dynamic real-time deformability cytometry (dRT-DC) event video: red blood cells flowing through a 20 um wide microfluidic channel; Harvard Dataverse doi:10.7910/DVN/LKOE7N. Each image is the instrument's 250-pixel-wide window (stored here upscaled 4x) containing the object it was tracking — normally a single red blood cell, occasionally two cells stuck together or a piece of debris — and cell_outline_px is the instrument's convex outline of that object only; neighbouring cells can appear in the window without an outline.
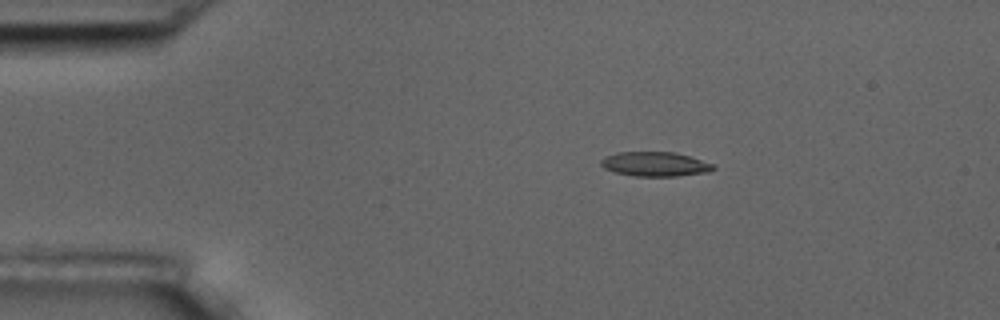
{"species": "common noctule bat (a hibernating species)", "species_latin": "Nyctalus noctula", "temperature_condition": "room temperature", "stored_images_in_passage": 15, "camera_frame_rate_fps": 3000, "um_per_image_px": 0.085, "animal": {"sex": "male", "body_mass_g": 17.5, "forearm_length_mm": 52.3}, "frame": {"image": 1, "passage_image": 3, "time_ms": 3.0, "image_size_px": [1000, 320], "cell_outline_px": [[716, 168], [708, 172], [676, 176], [632, 176], [616, 172], [604, 168], [600, 164], [600, 160], [604, 156], [616, 152], [672, 152], [688, 156], [712, 164]], "centroid_in_image_um": [55.62, 13.95], "position_along_channel_um": 29.4, "area_um2": 15.9}}
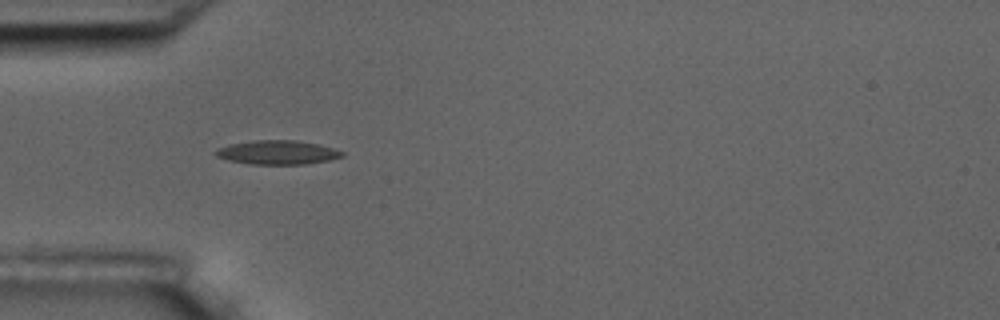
{"frame": {"image": 2, "passage_image": 5, "time_ms": 5.333, "image_size_px": [1000, 320], "cell_outline_px": [[344, 156], [328, 160], [304, 164], [248, 164], [228, 160], [216, 156], [212, 152], [216, 148], [228, 144], [256, 140], [296, 140], [316, 144], [332, 148], [344, 152]], "centroid_in_image_um": [23.51, 12.95], "position_along_channel_um": 61.5, "area_um2": 17.69}}
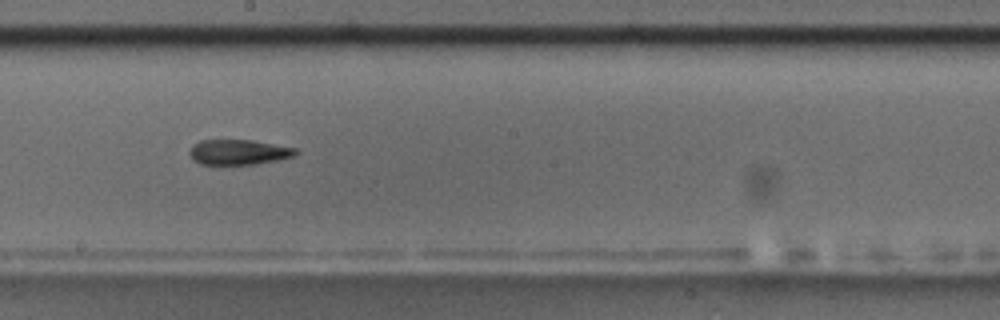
{"frame": {"image": 3, "passage_image": 9, "time_ms": 10.0, "image_size_px": [1000, 320], "cell_outline_px": [[296, 152], [292, 156], [276, 160], [256, 164], [200, 164], [192, 160], [188, 152], [192, 144], [200, 140], [252, 140], [296, 148]], "centroid_in_image_um": [20.2, 12.92], "position_along_channel_um": 228.0, "area_um2": 15.49}}